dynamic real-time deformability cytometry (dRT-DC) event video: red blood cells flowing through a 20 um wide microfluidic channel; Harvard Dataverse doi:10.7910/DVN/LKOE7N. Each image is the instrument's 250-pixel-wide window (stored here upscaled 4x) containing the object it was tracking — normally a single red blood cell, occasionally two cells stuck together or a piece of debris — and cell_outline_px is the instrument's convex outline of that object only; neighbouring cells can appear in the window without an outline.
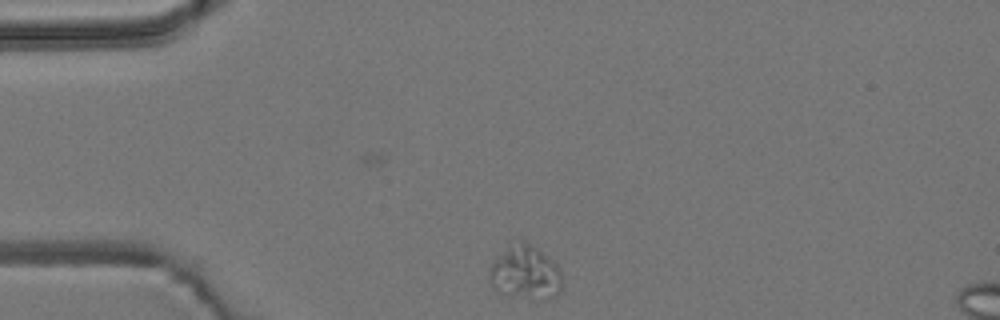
{"species": "common noctule bat (a hibernating species)", "species_latin": "Nyctalus noctula", "temperature_condition": "room temperature", "stored_images_in_passage": 2, "camera_frame_rate_fps": 3000, "um_per_image_px": 0.085, "animal": {"sex": "male", "body_mass_g": 19.2, "forearm_length_mm": 51.8}, "frame": {"image": 1, "passage_image": 2, "time_ms": 0.333, "image_size_px": [1000, 320], "cell_outline_px": [[560, 288], [556, 296], [544, 300], [540, 300], [508, 296], [492, 288], [488, 280], [488, 268], [492, 260], [508, 240], [524, 240], [548, 256], [556, 264], [560, 272]], "centroid_in_image_um": [44.54, 23.13], "position_along_channel_um": 40.5, "area_um2": 23.76}}